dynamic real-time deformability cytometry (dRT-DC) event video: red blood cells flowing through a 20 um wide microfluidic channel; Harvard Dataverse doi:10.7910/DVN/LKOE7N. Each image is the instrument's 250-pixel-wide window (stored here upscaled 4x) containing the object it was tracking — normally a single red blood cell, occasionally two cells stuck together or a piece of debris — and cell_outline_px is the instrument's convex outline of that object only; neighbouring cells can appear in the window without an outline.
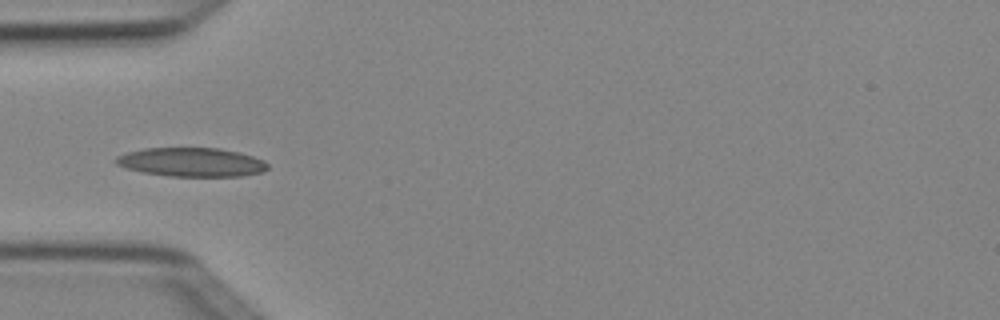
{"species": "Egyptian fruit bat (a non-hibernating species)", "species_latin": "Rousettus aegyptiacus", "temperature_condition": "cold", "stored_images_in_passage": 5, "camera_frame_rate_fps": 3000, "um_per_image_px": 0.085, "animal": {"sex": "female"}, "frame": {"image": 1, "passage_image": 5, "time_ms": 1.333, "image_size_px": [1000, 320], "cell_outline_px": [[268, 168], [264, 172], [240, 176], [168, 176], [144, 172], [128, 168], [116, 164], [112, 160], [116, 156], [128, 152], [144, 148], [216, 148], [240, 152], [264, 160], [268, 164]], "centroid_in_image_um": [16.29, 13.78], "position_along_channel_um": 68.7, "area_um2": 25.55}}